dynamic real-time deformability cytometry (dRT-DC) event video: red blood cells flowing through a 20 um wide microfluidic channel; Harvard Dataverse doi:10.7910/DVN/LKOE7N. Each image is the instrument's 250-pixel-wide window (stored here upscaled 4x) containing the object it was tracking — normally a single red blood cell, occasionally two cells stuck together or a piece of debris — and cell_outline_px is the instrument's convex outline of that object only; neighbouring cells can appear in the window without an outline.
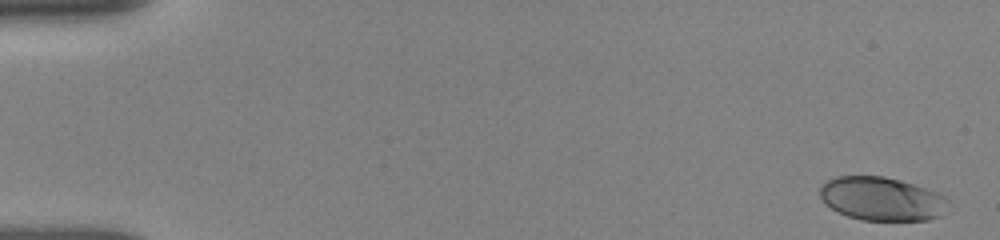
{"species": "human", "species_latin": "Homo sapiens", "temperature_condition": "room temperature", "stored_images_in_passage": 34, "camera_frame_rate_fps": 3000, "um_per_image_px": 0.085, "donor": {"sex": "female"}, "frame": {"image": 1, "passage_image": 1, "time_ms": 0.0, "image_size_px": [1000, 240], "cell_outline_px": [[948, 200], [940, 216], [928, 220], [860, 220], [836, 212], [820, 196], [820, 188], [828, 180], [836, 176], [884, 176], [900, 180], [940, 192]], "centroid_in_image_um": [74.95, 16.89], "position_along_channel_um": 10.0, "area_um2": 32.43}}
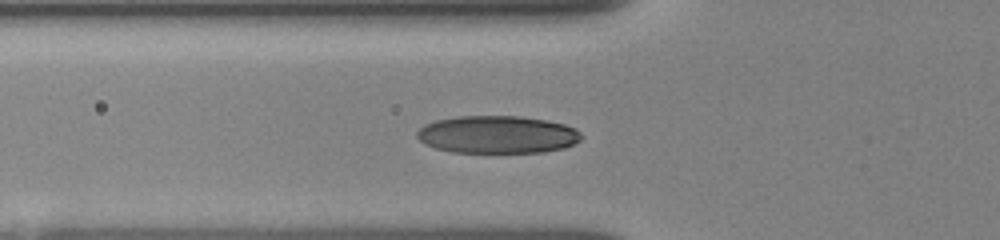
{"frame": {"image": 2, "passage_image": 21, "time_ms": 5.667, "image_size_px": [1000, 240], "cell_outline_px": [[580, 140], [576, 144], [564, 148], [544, 152], [452, 152], [436, 148], [424, 144], [416, 136], [416, 132], [424, 124], [436, 120], [456, 116], [520, 116], [544, 120], [564, 124], [576, 128], [580, 132]], "centroid_in_image_um": [42.27, 11.43], "position_along_channel_um": 83.5, "area_um2": 36.13}}
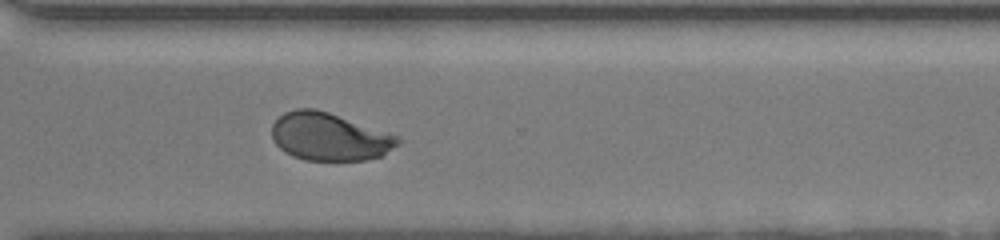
{"frame": {"image": 3, "passage_image": 34, "time_ms": 12.333, "image_size_px": [1000, 240], "cell_outline_px": [[400, 144], [380, 156], [364, 160], [304, 160], [292, 156], [284, 152], [272, 140], [272, 124], [284, 112], [296, 108], [316, 108], [328, 112], [396, 136], [400, 140]], "centroid_in_image_um": [27.93, 11.62], "position_along_channel_um": 342.7, "area_um2": 34.74}}